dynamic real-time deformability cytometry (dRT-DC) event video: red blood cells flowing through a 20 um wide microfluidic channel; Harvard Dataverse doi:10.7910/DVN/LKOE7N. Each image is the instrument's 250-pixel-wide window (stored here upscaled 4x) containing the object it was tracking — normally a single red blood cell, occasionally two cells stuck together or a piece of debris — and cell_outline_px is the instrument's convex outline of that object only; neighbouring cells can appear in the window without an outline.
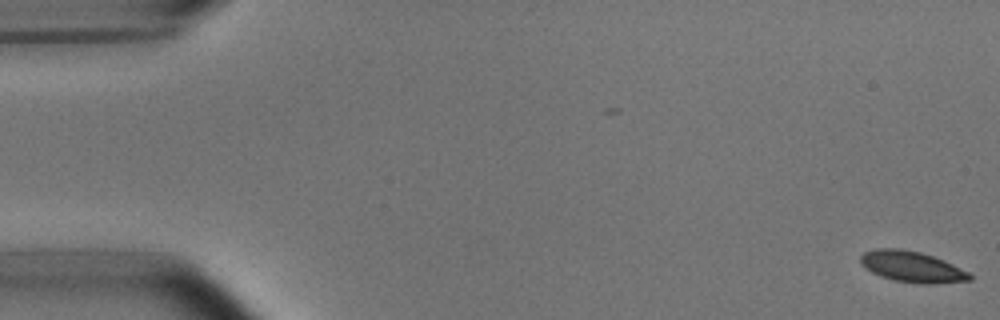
{"species": "common noctule bat (a hibernating species)", "species_latin": "Nyctalus noctula", "temperature_condition": "room temperature", "stored_images_in_passage": 54, "camera_frame_rate_fps": 3000, "um_per_image_px": 0.085, "animal": {"sex": "male", "body_mass_g": 15.6}, "frame": {"image": 1, "passage_image": 1, "time_ms": 0.0, "image_size_px": [1000, 320], "cell_outline_px": [[972, 280], [932, 284], [920, 284], [892, 280], [880, 276], [864, 268], [860, 264], [860, 256], [864, 252], [876, 248], [900, 248], [920, 252], [944, 260], [968, 272], [972, 276]], "centroid_in_image_um": [77.48, 22.67], "position_along_channel_um": 7.5, "area_um2": 19.83}}
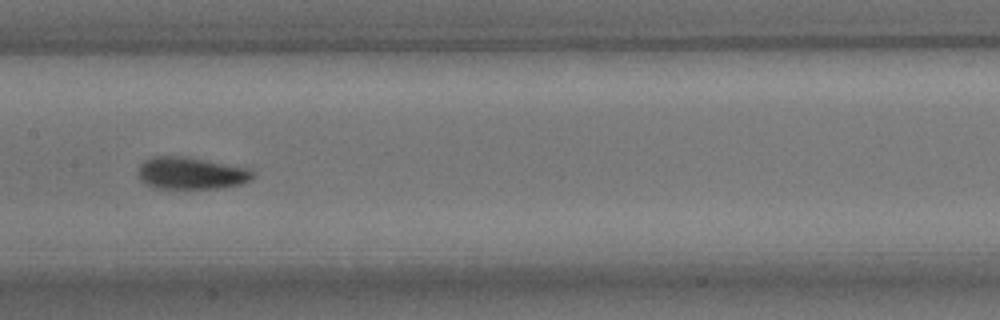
{"frame": {"image": 2, "passage_image": 27, "time_ms": 8.667, "image_size_px": [1000, 320], "cell_outline_px": [[256, 172], [252, 180], [240, 184], [224, 188], [152, 188], [144, 184], [140, 180], [140, 164], [144, 160], [152, 156], [184, 156], [252, 168]], "centroid_in_image_um": [16.3, 14.72], "position_along_channel_um": 191.1, "area_um2": 21.79}}
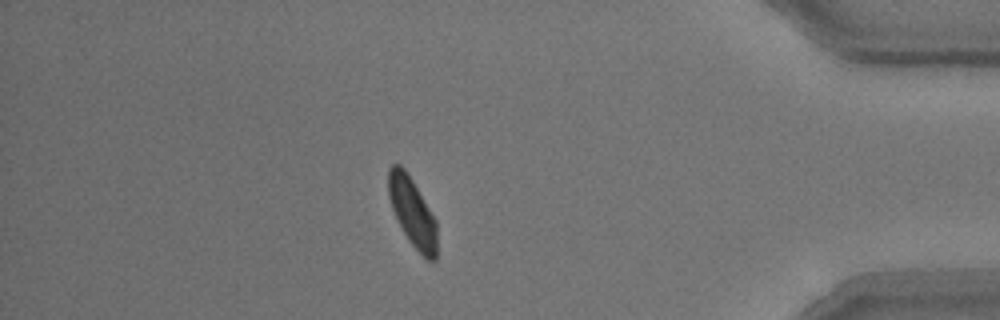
{"frame": {"image": 3, "passage_image": 47, "time_ms": 15.333, "image_size_px": [1000, 320], "cell_outline_px": [[436, 260], [428, 260], [408, 240], [392, 208], [388, 196], [388, 168], [392, 164], [400, 164], [404, 168], [412, 180], [436, 220]], "centroid_in_image_um": [35.03, 17.99], "position_along_channel_um": 400.2, "area_um2": 19.07}, "authors_computed_cell_mechanics": {"area_um2": 20.3456, "velocity_mm_per_s": 3.7302, "shape_relaxation_time_tau1_ms": 3.2048, "shape_relaxation_time_tau2_ms": 2.2098, "deformation_change_tau1": 0.1025, "deformation_change_tau2": 0.0506}}